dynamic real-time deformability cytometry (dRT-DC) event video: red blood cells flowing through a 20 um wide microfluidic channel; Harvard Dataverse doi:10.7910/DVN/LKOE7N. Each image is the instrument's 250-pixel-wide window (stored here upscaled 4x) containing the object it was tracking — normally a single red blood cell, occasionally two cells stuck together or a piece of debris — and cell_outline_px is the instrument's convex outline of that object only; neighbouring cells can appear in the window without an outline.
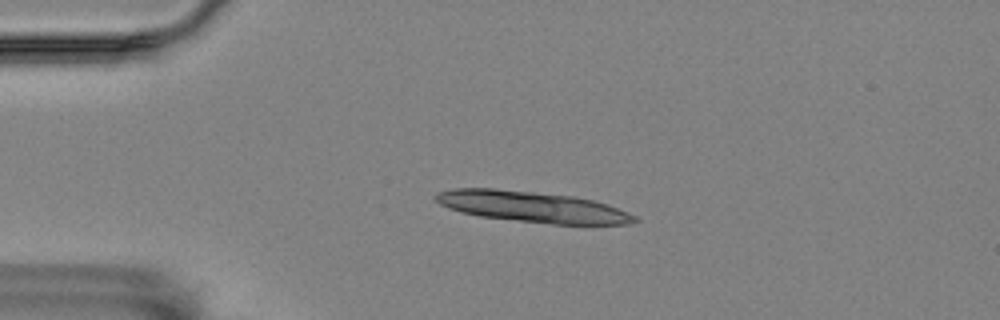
{"species": "Egyptian fruit bat (a non-hibernating species)", "species_latin": "Rousettus aegyptiacus", "temperature_condition": "room temperature", "stored_images_in_passage": 27, "camera_frame_rate_fps": 3000, "um_per_image_px": 0.085, "animal": {"sex": "female"}, "frame": {"image": 1, "passage_image": 12, "time_ms": 3.667, "image_size_px": [1000, 320], "cell_outline_px": [[640, 220], [632, 224], [552, 224], [480, 216], [460, 212], [448, 208], [440, 204], [436, 200], [436, 192], [452, 188], [496, 188], [536, 192], [572, 196], [592, 200], [608, 204], [636, 216]], "centroid_in_image_um": [45.24, 17.57], "position_along_channel_um": 39.8, "area_um2": 35.78}}